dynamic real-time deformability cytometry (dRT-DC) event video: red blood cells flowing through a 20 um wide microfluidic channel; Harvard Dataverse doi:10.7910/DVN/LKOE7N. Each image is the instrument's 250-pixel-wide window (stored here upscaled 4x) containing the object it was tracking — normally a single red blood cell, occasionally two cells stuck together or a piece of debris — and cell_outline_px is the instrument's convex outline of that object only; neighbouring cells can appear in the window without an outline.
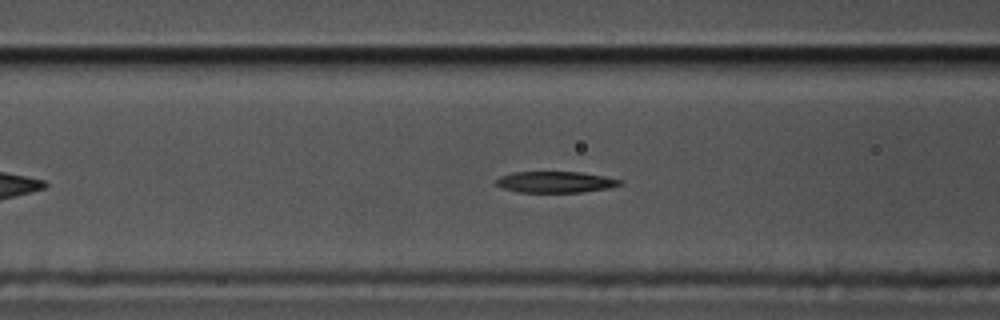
{"species": "common noctule bat (a hibernating species)", "species_latin": "Nyctalus noctula", "temperature_condition": "cold", "stored_images_in_passage": 40, "camera_frame_rate_fps": 3000, "um_per_image_px": 0.085, "animal": {"sex": "male", "body_mass_g": 17.5, "forearm_length_mm": 52.3}, "frame": {"image": 1, "passage_image": 11, "time_ms": 3.333, "image_size_px": [1000, 320], "cell_outline_px": [[624, 184], [608, 188], [580, 192], [520, 192], [504, 188], [496, 184], [496, 180], [500, 176], [516, 172], [580, 172], [604, 176], [620, 180]], "centroid_in_image_um": [47.23, 15.47], "position_along_channel_um": 119.4, "area_um2": 15.09}}
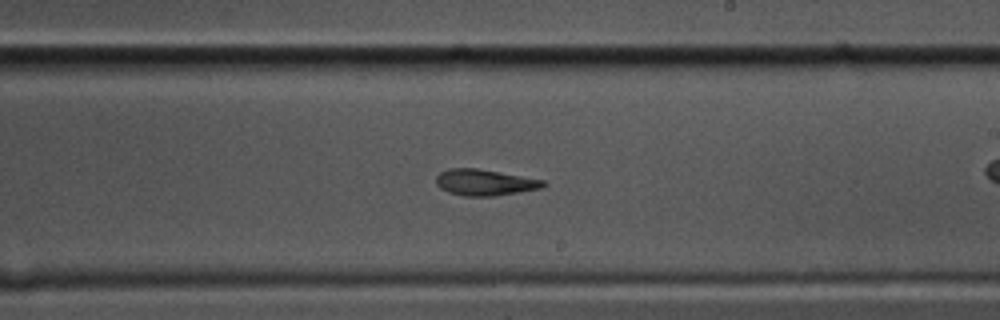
{"frame": {"image": 2, "passage_image": 22, "time_ms": 7.0, "image_size_px": [1000, 320], "cell_outline_px": [[548, 184], [544, 188], [496, 196], [464, 196], [448, 192], [440, 188], [436, 184], [436, 176], [440, 172], [448, 168], [476, 168], [544, 180]], "centroid_in_image_um": [41.21, 15.51], "position_along_channel_um": 247.8, "area_um2": 16.47}}
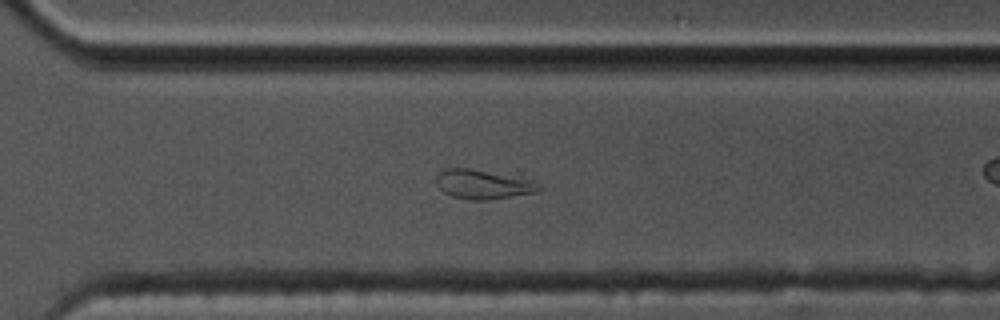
{"frame": {"image": 3, "passage_image": 29, "time_ms": 9.333, "image_size_px": [1000, 320], "cell_outline_px": [[540, 188], [536, 192], [488, 200], [468, 200], [452, 196], [444, 192], [436, 184], [436, 176], [440, 172], [448, 168], [468, 168], [532, 180], [540, 184]], "centroid_in_image_um": [41.03, 15.68], "position_along_channel_um": 329.6, "area_um2": 17.22}, "authors_computed_cell_mechanics": {"area_um2": 16.7042, "velocity_mm_per_s": 3.5088, "shape_relaxation_time_tau1_ms": 8.1892, "shape_relaxation_time_tau2_ms": 3.9075, "deformation_change_tau1": 0.2743, "deformation_change_tau2": 0.1165}}